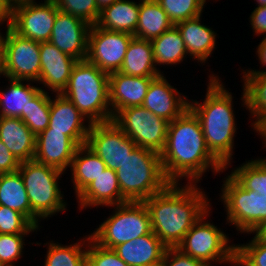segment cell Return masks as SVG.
I'll return each instance as SVG.
<instances>
[{"label": "cell", "instance_id": "6da1fadb", "mask_svg": "<svg viewBox=\"0 0 266 266\" xmlns=\"http://www.w3.org/2000/svg\"><path fill=\"white\" fill-rule=\"evenodd\" d=\"M160 157L170 183H182L185 179V183L199 184L209 170L220 175L226 169L207 148L200 121L189 108L168 123Z\"/></svg>", "mask_w": 266, "mask_h": 266}, {"label": "cell", "instance_id": "7a4b0ae2", "mask_svg": "<svg viewBox=\"0 0 266 266\" xmlns=\"http://www.w3.org/2000/svg\"><path fill=\"white\" fill-rule=\"evenodd\" d=\"M182 184L169 183L143 201L150 214L152 232L167 247H177L191 227L213 207L203 187Z\"/></svg>", "mask_w": 266, "mask_h": 266}, {"label": "cell", "instance_id": "3957f363", "mask_svg": "<svg viewBox=\"0 0 266 266\" xmlns=\"http://www.w3.org/2000/svg\"><path fill=\"white\" fill-rule=\"evenodd\" d=\"M207 77L203 102L191 99L189 109L200 121L207 148L227 171L230 166L233 167L234 140L238 130L234 96L225 88L219 75L211 71Z\"/></svg>", "mask_w": 266, "mask_h": 266}, {"label": "cell", "instance_id": "277c9868", "mask_svg": "<svg viewBox=\"0 0 266 266\" xmlns=\"http://www.w3.org/2000/svg\"><path fill=\"white\" fill-rule=\"evenodd\" d=\"M61 94L91 124L113 120L109 103V74L87 60L77 61Z\"/></svg>", "mask_w": 266, "mask_h": 266}, {"label": "cell", "instance_id": "5b68a950", "mask_svg": "<svg viewBox=\"0 0 266 266\" xmlns=\"http://www.w3.org/2000/svg\"><path fill=\"white\" fill-rule=\"evenodd\" d=\"M18 172L28 195L31 223L35 227L41 229L42 220H48L59 212L64 213L68 210L67 200H64L65 195L59 185L61 175L65 174L63 171L33 159L21 162Z\"/></svg>", "mask_w": 266, "mask_h": 266}, {"label": "cell", "instance_id": "8992f818", "mask_svg": "<svg viewBox=\"0 0 266 266\" xmlns=\"http://www.w3.org/2000/svg\"><path fill=\"white\" fill-rule=\"evenodd\" d=\"M116 175L122 204L143 202L170 183L163 172L160 154L138 146L127 155Z\"/></svg>", "mask_w": 266, "mask_h": 266}, {"label": "cell", "instance_id": "52a82bcc", "mask_svg": "<svg viewBox=\"0 0 266 266\" xmlns=\"http://www.w3.org/2000/svg\"><path fill=\"white\" fill-rule=\"evenodd\" d=\"M211 210L191 227L177 248L184 254L202 261L206 266H217V264L236 266V244L226 231L224 233L209 218Z\"/></svg>", "mask_w": 266, "mask_h": 266}, {"label": "cell", "instance_id": "ba28073f", "mask_svg": "<svg viewBox=\"0 0 266 266\" xmlns=\"http://www.w3.org/2000/svg\"><path fill=\"white\" fill-rule=\"evenodd\" d=\"M224 176L219 200L226 212V224L238 234H252L266 223V196L243 188L229 173Z\"/></svg>", "mask_w": 266, "mask_h": 266}, {"label": "cell", "instance_id": "9c48e42d", "mask_svg": "<svg viewBox=\"0 0 266 266\" xmlns=\"http://www.w3.org/2000/svg\"><path fill=\"white\" fill-rule=\"evenodd\" d=\"M110 207L112 214L90 233L100 246L114 249L152 231L150 214L144 202H126L107 208Z\"/></svg>", "mask_w": 266, "mask_h": 266}, {"label": "cell", "instance_id": "30bf717a", "mask_svg": "<svg viewBox=\"0 0 266 266\" xmlns=\"http://www.w3.org/2000/svg\"><path fill=\"white\" fill-rule=\"evenodd\" d=\"M138 147L161 153L167 137L168 121L142 107L120 110L112 120Z\"/></svg>", "mask_w": 266, "mask_h": 266}, {"label": "cell", "instance_id": "8fae6325", "mask_svg": "<svg viewBox=\"0 0 266 266\" xmlns=\"http://www.w3.org/2000/svg\"><path fill=\"white\" fill-rule=\"evenodd\" d=\"M57 10L53 0H28L14 5L9 24L22 37L46 42L50 40Z\"/></svg>", "mask_w": 266, "mask_h": 266}, {"label": "cell", "instance_id": "7c38bea8", "mask_svg": "<svg viewBox=\"0 0 266 266\" xmlns=\"http://www.w3.org/2000/svg\"><path fill=\"white\" fill-rule=\"evenodd\" d=\"M134 35L92 25L88 33L86 60L108 74L120 70Z\"/></svg>", "mask_w": 266, "mask_h": 266}, {"label": "cell", "instance_id": "4fadbf2b", "mask_svg": "<svg viewBox=\"0 0 266 266\" xmlns=\"http://www.w3.org/2000/svg\"><path fill=\"white\" fill-rule=\"evenodd\" d=\"M40 61V42L22 37L9 27L5 45V78L38 82Z\"/></svg>", "mask_w": 266, "mask_h": 266}, {"label": "cell", "instance_id": "5bb4252c", "mask_svg": "<svg viewBox=\"0 0 266 266\" xmlns=\"http://www.w3.org/2000/svg\"><path fill=\"white\" fill-rule=\"evenodd\" d=\"M85 145L114 171L137 147L113 121L91 124Z\"/></svg>", "mask_w": 266, "mask_h": 266}, {"label": "cell", "instance_id": "9a60e30c", "mask_svg": "<svg viewBox=\"0 0 266 266\" xmlns=\"http://www.w3.org/2000/svg\"><path fill=\"white\" fill-rule=\"evenodd\" d=\"M90 27L84 20L58 9L49 42L78 61L86 60Z\"/></svg>", "mask_w": 266, "mask_h": 266}, {"label": "cell", "instance_id": "2e32d148", "mask_svg": "<svg viewBox=\"0 0 266 266\" xmlns=\"http://www.w3.org/2000/svg\"><path fill=\"white\" fill-rule=\"evenodd\" d=\"M40 59L41 71L37 83L42 86L41 90L61 94L78 60L63 53L49 41L40 42Z\"/></svg>", "mask_w": 266, "mask_h": 266}, {"label": "cell", "instance_id": "e0dca14e", "mask_svg": "<svg viewBox=\"0 0 266 266\" xmlns=\"http://www.w3.org/2000/svg\"><path fill=\"white\" fill-rule=\"evenodd\" d=\"M188 98L174 88L163 73L151 81L141 106L172 122L189 108Z\"/></svg>", "mask_w": 266, "mask_h": 266}, {"label": "cell", "instance_id": "ac0fdd59", "mask_svg": "<svg viewBox=\"0 0 266 266\" xmlns=\"http://www.w3.org/2000/svg\"><path fill=\"white\" fill-rule=\"evenodd\" d=\"M91 123L62 94H54L50 102L49 126L44 131H58L72 138L79 146L86 143Z\"/></svg>", "mask_w": 266, "mask_h": 266}, {"label": "cell", "instance_id": "d6986e66", "mask_svg": "<svg viewBox=\"0 0 266 266\" xmlns=\"http://www.w3.org/2000/svg\"><path fill=\"white\" fill-rule=\"evenodd\" d=\"M78 147L72 138L62 132L43 131L36 136L34 160L67 173Z\"/></svg>", "mask_w": 266, "mask_h": 266}, {"label": "cell", "instance_id": "ffe728a7", "mask_svg": "<svg viewBox=\"0 0 266 266\" xmlns=\"http://www.w3.org/2000/svg\"><path fill=\"white\" fill-rule=\"evenodd\" d=\"M155 77H135L119 71L109 74V103L114 117L120 110L141 106Z\"/></svg>", "mask_w": 266, "mask_h": 266}, {"label": "cell", "instance_id": "44dd1931", "mask_svg": "<svg viewBox=\"0 0 266 266\" xmlns=\"http://www.w3.org/2000/svg\"><path fill=\"white\" fill-rule=\"evenodd\" d=\"M203 16L184 20L175 24L181 33L190 60L199 64L208 63V59L217 47V33L212 27L202 24ZM216 46V47H215ZM195 61H194V60Z\"/></svg>", "mask_w": 266, "mask_h": 266}, {"label": "cell", "instance_id": "7402d4cb", "mask_svg": "<svg viewBox=\"0 0 266 266\" xmlns=\"http://www.w3.org/2000/svg\"><path fill=\"white\" fill-rule=\"evenodd\" d=\"M128 266L160 265L167 246L151 231L113 249Z\"/></svg>", "mask_w": 266, "mask_h": 266}, {"label": "cell", "instance_id": "603a6c76", "mask_svg": "<svg viewBox=\"0 0 266 266\" xmlns=\"http://www.w3.org/2000/svg\"><path fill=\"white\" fill-rule=\"evenodd\" d=\"M79 210L122 204V194L116 171L107 168L77 197ZM100 206V207H99Z\"/></svg>", "mask_w": 266, "mask_h": 266}, {"label": "cell", "instance_id": "cb8c5ba5", "mask_svg": "<svg viewBox=\"0 0 266 266\" xmlns=\"http://www.w3.org/2000/svg\"><path fill=\"white\" fill-rule=\"evenodd\" d=\"M0 140L20 163L34 159L36 136L20 118L0 116Z\"/></svg>", "mask_w": 266, "mask_h": 266}, {"label": "cell", "instance_id": "d4e9b609", "mask_svg": "<svg viewBox=\"0 0 266 266\" xmlns=\"http://www.w3.org/2000/svg\"><path fill=\"white\" fill-rule=\"evenodd\" d=\"M241 78V107L248 109L250 127L256 132L266 122V74H243Z\"/></svg>", "mask_w": 266, "mask_h": 266}, {"label": "cell", "instance_id": "484cf974", "mask_svg": "<svg viewBox=\"0 0 266 266\" xmlns=\"http://www.w3.org/2000/svg\"><path fill=\"white\" fill-rule=\"evenodd\" d=\"M5 80L8 81L7 86L5 85L4 88L0 86V116L21 118L22 115H26L29 102L41 88L35 81L9 78Z\"/></svg>", "mask_w": 266, "mask_h": 266}, {"label": "cell", "instance_id": "4316f807", "mask_svg": "<svg viewBox=\"0 0 266 266\" xmlns=\"http://www.w3.org/2000/svg\"><path fill=\"white\" fill-rule=\"evenodd\" d=\"M119 72L135 77H157L162 73L156 68L151 41L133 37L128 45Z\"/></svg>", "mask_w": 266, "mask_h": 266}, {"label": "cell", "instance_id": "83f0119b", "mask_svg": "<svg viewBox=\"0 0 266 266\" xmlns=\"http://www.w3.org/2000/svg\"><path fill=\"white\" fill-rule=\"evenodd\" d=\"M140 0H118L100 11L96 25L109 31L135 34L138 24Z\"/></svg>", "mask_w": 266, "mask_h": 266}, {"label": "cell", "instance_id": "f1b7e54d", "mask_svg": "<svg viewBox=\"0 0 266 266\" xmlns=\"http://www.w3.org/2000/svg\"><path fill=\"white\" fill-rule=\"evenodd\" d=\"M106 169V164L97 154L85 144L79 146L70 165L75 198Z\"/></svg>", "mask_w": 266, "mask_h": 266}, {"label": "cell", "instance_id": "f546056e", "mask_svg": "<svg viewBox=\"0 0 266 266\" xmlns=\"http://www.w3.org/2000/svg\"><path fill=\"white\" fill-rule=\"evenodd\" d=\"M157 70L163 74L160 66L165 68L181 64L185 58H190L181 33L174 25L151 41ZM166 65V66H165ZM159 66V68H158Z\"/></svg>", "mask_w": 266, "mask_h": 266}, {"label": "cell", "instance_id": "4dcf8cb0", "mask_svg": "<svg viewBox=\"0 0 266 266\" xmlns=\"http://www.w3.org/2000/svg\"><path fill=\"white\" fill-rule=\"evenodd\" d=\"M173 26V22L156 0H140L134 37L152 41Z\"/></svg>", "mask_w": 266, "mask_h": 266}, {"label": "cell", "instance_id": "1f68e13d", "mask_svg": "<svg viewBox=\"0 0 266 266\" xmlns=\"http://www.w3.org/2000/svg\"><path fill=\"white\" fill-rule=\"evenodd\" d=\"M85 235L77 242L63 245L61 242L50 240L44 243L46 245V255L44 259V266H87V243L90 238ZM48 245V246H47Z\"/></svg>", "mask_w": 266, "mask_h": 266}, {"label": "cell", "instance_id": "d6a6232c", "mask_svg": "<svg viewBox=\"0 0 266 266\" xmlns=\"http://www.w3.org/2000/svg\"><path fill=\"white\" fill-rule=\"evenodd\" d=\"M0 205L20 212L31 222V206L18 171L0 174Z\"/></svg>", "mask_w": 266, "mask_h": 266}, {"label": "cell", "instance_id": "836d02e7", "mask_svg": "<svg viewBox=\"0 0 266 266\" xmlns=\"http://www.w3.org/2000/svg\"><path fill=\"white\" fill-rule=\"evenodd\" d=\"M229 174L246 190L266 196V157L248 160Z\"/></svg>", "mask_w": 266, "mask_h": 266}, {"label": "cell", "instance_id": "e575fe53", "mask_svg": "<svg viewBox=\"0 0 266 266\" xmlns=\"http://www.w3.org/2000/svg\"><path fill=\"white\" fill-rule=\"evenodd\" d=\"M50 102L51 95L49 92L40 90L29 102L26 115H22L20 118L35 136L49 126Z\"/></svg>", "mask_w": 266, "mask_h": 266}, {"label": "cell", "instance_id": "d590c367", "mask_svg": "<svg viewBox=\"0 0 266 266\" xmlns=\"http://www.w3.org/2000/svg\"><path fill=\"white\" fill-rule=\"evenodd\" d=\"M175 25L202 15L209 0H156ZM211 1V0H210Z\"/></svg>", "mask_w": 266, "mask_h": 266}, {"label": "cell", "instance_id": "8d00e7d4", "mask_svg": "<svg viewBox=\"0 0 266 266\" xmlns=\"http://www.w3.org/2000/svg\"><path fill=\"white\" fill-rule=\"evenodd\" d=\"M252 235L248 243H236V266H266V240Z\"/></svg>", "mask_w": 266, "mask_h": 266}, {"label": "cell", "instance_id": "74e56055", "mask_svg": "<svg viewBox=\"0 0 266 266\" xmlns=\"http://www.w3.org/2000/svg\"><path fill=\"white\" fill-rule=\"evenodd\" d=\"M40 231L23 214L0 205V234H32Z\"/></svg>", "mask_w": 266, "mask_h": 266}, {"label": "cell", "instance_id": "f35d334b", "mask_svg": "<svg viewBox=\"0 0 266 266\" xmlns=\"http://www.w3.org/2000/svg\"><path fill=\"white\" fill-rule=\"evenodd\" d=\"M31 234H0V266H15L25 252L26 238ZM24 250V251H23Z\"/></svg>", "mask_w": 266, "mask_h": 266}, {"label": "cell", "instance_id": "ab89813d", "mask_svg": "<svg viewBox=\"0 0 266 266\" xmlns=\"http://www.w3.org/2000/svg\"><path fill=\"white\" fill-rule=\"evenodd\" d=\"M58 9L80 18L89 25H96L100 11L96 0H53Z\"/></svg>", "mask_w": 266, "mask_h": 266}, {"label": "cell", "instance_id": "60d3db41", "mask_svg": "<svg viewBox=\"0 0 266 266\" xmlns=\"http://www.w3.org/2000/svg\"><path fill=\"white\" fill-rule=\"evenodd\" d=\"M87 266H128L113 249L105 248L91 237L87 243Z\"/></svg>", "mask_w": 266, "mask_h": 266}, {"label": "cell", "instance_id": "b9f144b4", "mask_svg": "<svg viewBox=\"0 0 266 266\" xmlns=\"http://www.w3.org/2000/svg\"><path fill=\"white\" fill-rule=\"evenodd\" d=\"M161 266H206L202 261L184 254L177 247H167Z\"/></svg>", "mask_w": 266, "mask_h": 266}, {"label": "cell", "instance_id": "7bdbcfd3", "mask_svg": "<svg viewBox=\"0 0 266 266\" xmlns=\"http://www.w3.org/2000/svg\"><path fill=\"white\" fill-rule=\"evenodd\" d=\"M249 19L253 36H266V6L254 8Z\"/></svg>", "mask_w": 266, "mask_h": 266}, {"label": "cell", "instance_id": "ee69618b", "mask_svg": "<svg viewBox=\"0 0 266 266\" xmlns=\"http://www.w3.org/2000/svg\"><path fill=\"white\" fill-rule=\"evenodd\" d=\"M20 162L0 140V174L18 171Z\"/></svg>", "mask_w": 266, "mask_h": 266}, {"label": "cell", "instance_id": "f6af8a7d", "mask_svg": "<svg viewBox=\"0 0 266 266\" xmlns=\"http://www.w3.org/2000/svg\"><path fill=\"white\" fill-rule=\"evenodd\" d=\"M256 57H258V59L256 58V60H259V64L262 65V67L265 68V70H260V69H251L248 68L246 70H244V68L242 69L241 74H266V36H263L261 42L259 43V45L256 47Z\"/></svg>", "mask_w": 266, "mask_h": 266}, {"label": "cell", "instance_id": "bcb514c9", "mask_svg": "<svg viewBox=\"0 0 266 266\" xmlns=\"http://www.w3.org/2000/svg\"><path fill=\"white\" fill-rule=\"evenodd\" d=\"M6 26L4 27L6 30L5 32H1L2 28H0V79L1 76L5 78V45H6V35H7V30L10 27L9 22H0V26ZM4 33V34H3Z\"/></svg>", "mask_w": 266, "mask_h": 266}, {"label": "cell", "instance_id": "7dc6e473", "mask_svg": "<svg viewBox=\"0 0 266 266\" xmlns=\"http://www.w3.org/2000/svg\"><path fill=\"white\" fill-rule=\"evenodd\" d=\"M14 5L9 0H0V22H9Z\"/></svg>", "mask_w": 266, "mask_h": 266}, {"label": "cell", "instance_id": "c3c4849f", "mask_svg": "<svg viewBox=\"0 0 266 266\" xmlns=\"http://www.w3.org/2000/svg\"><path fill=\"white\" fill-rule=\"evenodd\" d=\"M116 1H118V0H96V3H97L99 11H101L104 8L112 5Z\"/></svg>", "mask_w": 266, "mask_h": 266}, {"label": "cell", "instance_id": "681fc988", "mask_svg": "<svg viewBox=\"0 0 266 266\" xmlns=\"http://www.w3.org/2000/svg\"><path fill=\"white\" fill-rule=\"evenodd\" d=\"M261 238L266 240V223L259 228V230L256 232Z\"/></svg>", "mask_w": 266, "mask_h": 266}, {"label": "cell", "instance_id": "f907efd6", "mask_svg": "<svg viewBox=\"0 0 266 266\" xmlns=\"http://www.w3.org/2000/svg\"><path fill=\"white\" fill-rule=\"evenodd\" d=\"M254 1L257 7L266 6V0H254Z\"/></svg>", "mask_w": 266, "mask_h": 266}, {"label": "cell", "instance_id": "816d5d0a", "mask_svg": "<svg viewBox=\"0 0 266 266\" xmlns=\"http://www.w3.org/2000/svg\"><path fill=\"white\" fill-rule=\"evenodd\" d=\"M13 5L19 4V3H23L26 2L28 0H9Z\"/></svg>", "mask_w": 266, "mask_h": 266}]
</instances>
